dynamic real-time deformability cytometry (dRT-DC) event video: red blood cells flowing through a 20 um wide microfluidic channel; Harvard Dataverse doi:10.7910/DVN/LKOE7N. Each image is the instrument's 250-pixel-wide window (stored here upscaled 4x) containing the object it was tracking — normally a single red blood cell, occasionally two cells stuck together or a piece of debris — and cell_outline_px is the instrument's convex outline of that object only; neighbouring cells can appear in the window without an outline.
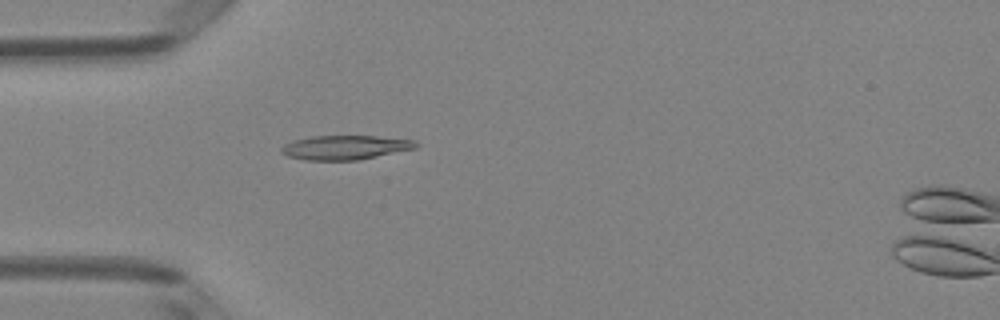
{"species": "Egyptian fruit bat (a non-hibernating species)", "species_latin": "Rousettus aegyptiacus", "temperature_condition": "room temperature", "stored_images_in_passage": 6, "camera_frame_rate_fps": 3000, "um_per_image_px": 0.085, "animal": {"sex": "female"}, "frame": {"image": 1, "passage_image": 5, "time_ms": 1.333, "image_size_px": [1000, 320], "cell_outline_px": [[420, 144], [416, 148], [356, 160], [304, 160], [288, 156], [280, 152], [280, 148], [284, 144], [296, 140], [312, 136], [376, 136], [416, 140]], "centroid_in_image_um": [29.34, 12.53], "position_along_channel_um": 55.7, "area_um2": 18.9}}